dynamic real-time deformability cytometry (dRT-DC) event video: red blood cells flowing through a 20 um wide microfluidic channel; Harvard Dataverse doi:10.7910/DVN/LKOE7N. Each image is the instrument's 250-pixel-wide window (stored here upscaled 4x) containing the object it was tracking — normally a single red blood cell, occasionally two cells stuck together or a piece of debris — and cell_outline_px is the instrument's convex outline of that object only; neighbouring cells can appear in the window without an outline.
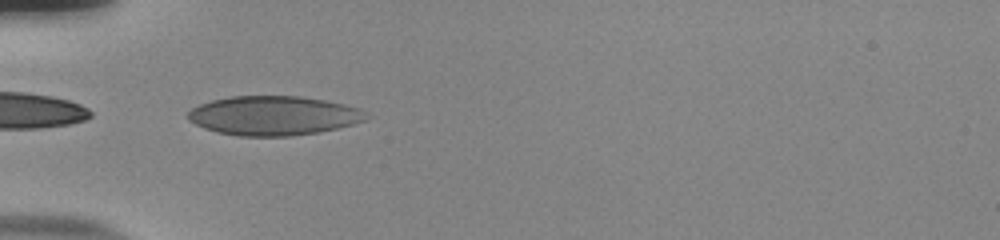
{"species": "human", "species_latin": "Homo sapiens", "temperature_condition": "room temperature", "stored_images_in_passage": 37, "camera_frame_rate_fps": 3000, "um_per_image_px": 0.085, "donor": {"sex": "male"}, "frame": {"image": 1, "passage_image": 1, "time_ms": 0.0, "image_size_px": [1000, 240], "cell_outline_px": [[368, 116], [364, 120], [352, 124], [320, 132], [292, 136], [236, 136], [216, 132], [204, 128], [188, 120], [188, 112], [192, 108], [200, 104], [212, 100], [232, 96], [300, 96], [324, 100], [344, 104], [360, 108]], "centroid_in_image_um": [23.23, 9.83], "position_along_channel_um": 61.8, "area_um2": 40.75}}
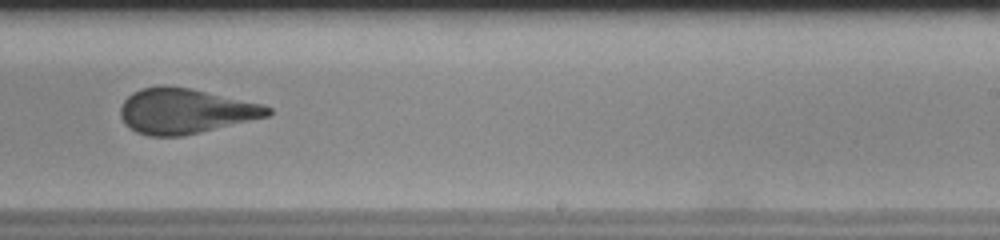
{"frame": {"image": 2, "passage_image": 18, "time_ms": 5.667, "image_size_px": [1000, 240], "cell_outline_px": [[272, 112], [268, 116], [200, 132], [180, 136], [148, 136], [136, 132], [124, 124], [120, 116], [120, 108], [124, 100], [132, 92], [140, 88], [160, 84], [164, 84], [188, 88], [264, 104], [272, 108]], "centroid_in_image_um": [15.7, 9.43], "position_along_channel_um": 273.3, "area_um2": 38.84}}
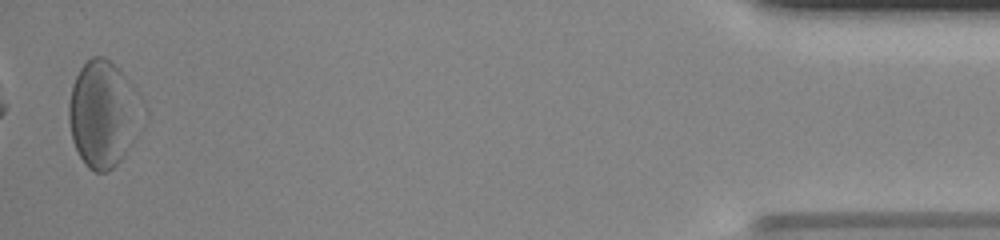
{"frame": {"image": 3, "passage_image": 36, "time_ms": 11.667, "image_size_px": [1000, 240], "cell_outline_px": [[148, 120], [144, 128], [136, 140], [124, 156], [108, 172], [96, 172], [88, 168], [84, 164], [72, 140], [68, 120], [68, 104], [72, 84], [80, 68], [92, 56], [104, 56], [136, 88], [144, 100], [148, 108]], "centroid_in_image_um": [8.87, 9.72], "position_along_channel_um": 426.3, "area_um2": 47.16}, "authors_computed_cell_mechanics": {"area_um2": 38.8994, "velocity_mm_per_s": 3.8408, "shape_relaxation_time_tau1_ms": 5.1704, "shape_relaxation_time_tau2_ms": null, "deformation_change_tau1": 0.1572, "deformation_change_tau2": null}}